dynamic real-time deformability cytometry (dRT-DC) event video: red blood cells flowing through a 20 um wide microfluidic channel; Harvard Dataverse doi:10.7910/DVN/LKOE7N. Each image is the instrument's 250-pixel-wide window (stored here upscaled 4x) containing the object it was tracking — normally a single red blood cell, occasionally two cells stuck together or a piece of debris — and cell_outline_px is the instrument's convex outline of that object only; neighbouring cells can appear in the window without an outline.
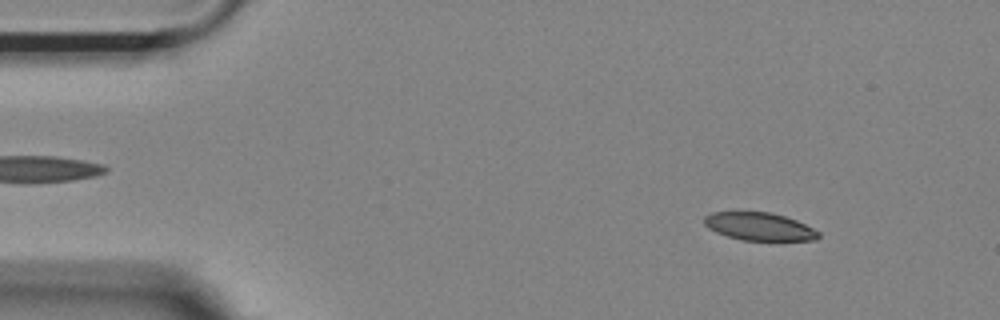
{"species": "Egyptian fruit bat (a non-hibernating species)", "species_latin": "Rousettus aegyptiacus", "temperature_condition": "room temperature", "stored_images_in_passage": 53, "camera_frame_rate_fps": 3000, "um_per_image_px": 0.085, "animal": {"sex": "female"}, "frame": {"image": 1, "passage_image": 6, "time_ms": 1.667, "image_size_px": [1000, 320], "cell_outline_px": [[820, 236], [816, 240], [744, 240], [728, 236], [716, 232], [708, 228], [704, 224], [704, 216], [712, 212], [768, 212], [784, 216], [796, 220], [820, 232]], "centroid_in_image_um": [64.53, 19.25], "position_along_channel_um": 20.5, "area_um2": 18.38}}
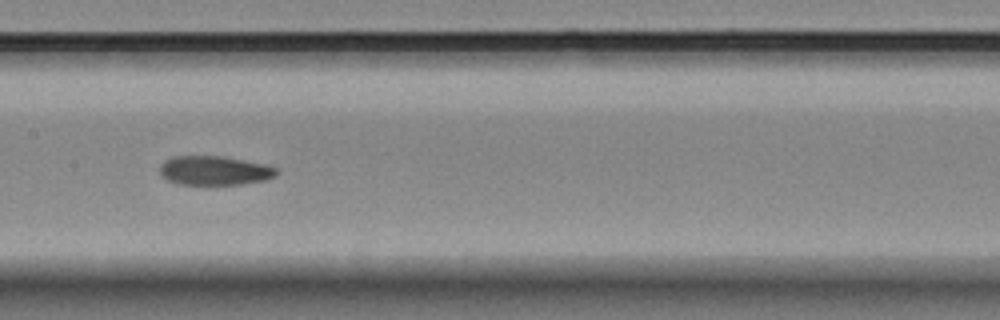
{"frame": {"image": 2, "passage_image": 26, "time_ms": 8.333, "image_size_px": [1000, 320], "cell_outline_px": [[276, 176], [264, 180], [240, 184], [180, 184], [168, 180], [160, 172], [160, 164], [164, 160], [172, 156], [220, 156], [264, 164], [276, 168]], "centroid_in_image_um": [18.2, 14.49], "position_along_channel_um": 189.2, "area_um2": 19.54}}
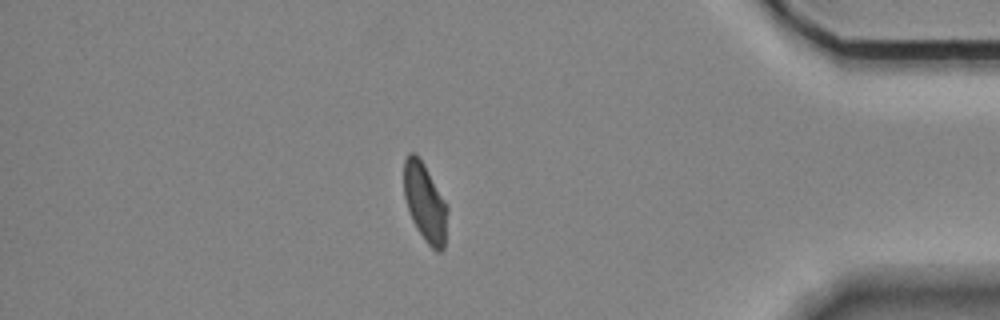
{"frame": {"image": 3, "passage_image": 46, "time_ms": 15.0, "image_size_px": [1000, 320], "cell_outline_px": [[448, 212], [444, 248], [440, 252], [436, 252], [424, 240], [416, 228], [412, 220], [404, 196], [404, 160], [408, 152], [416, 152], [444, 200], [448, 208]], "centroid_in_image_um": [36.12, 17.24], "position_along_channel_um": 399.1, "area_um2": 19.71}, "authors_computed_cell_mechanics": {"area_um2": 20.4034, "velocity_mm_per_s": 3.69, "shape_relaxation_time_tau1_ms": null, "shape_relaxation_time_tau2_ms": 2.4326, "deformation_change_tau1": null, "deformation_change_tau2": 0.0736}}